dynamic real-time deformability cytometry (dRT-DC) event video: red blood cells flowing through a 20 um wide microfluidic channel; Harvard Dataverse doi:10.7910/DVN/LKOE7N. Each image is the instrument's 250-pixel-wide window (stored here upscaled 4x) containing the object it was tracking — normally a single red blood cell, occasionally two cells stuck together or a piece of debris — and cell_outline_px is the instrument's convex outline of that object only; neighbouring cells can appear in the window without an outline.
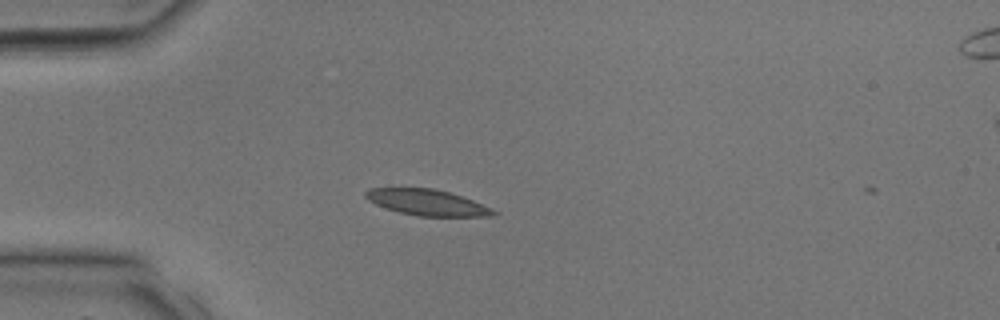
{"species": "common noctule bat (a hibernating species)", "species_latin": "Nyctalus noctula", "temperature_condition": "room temperature", "stored_images_in_passage": 11, "camera_frame_rate_fps": 3000, "um_per_image_px": 0.085, "animal": {"sex": "male", "body_mass_g": 17.9, "forearm_length_mm": 54.2}, "frame": {"image": 1, "passage_image": 9, "time_ms": 2.667, "image_size_px": [1000, 320], "cell_outline_px": [[500, 212], [492, 216], [420, 216], [400, 212], [376, 204], [368, 200], [364, 196], [364, 192], [368, 188], [432, 188], [448, 192], [472, 200], [492, 208]], "centroid_in_image_um": [36.31, 17.2], "position_along_channel_um": 48.7, "area_um2": 19.13}}